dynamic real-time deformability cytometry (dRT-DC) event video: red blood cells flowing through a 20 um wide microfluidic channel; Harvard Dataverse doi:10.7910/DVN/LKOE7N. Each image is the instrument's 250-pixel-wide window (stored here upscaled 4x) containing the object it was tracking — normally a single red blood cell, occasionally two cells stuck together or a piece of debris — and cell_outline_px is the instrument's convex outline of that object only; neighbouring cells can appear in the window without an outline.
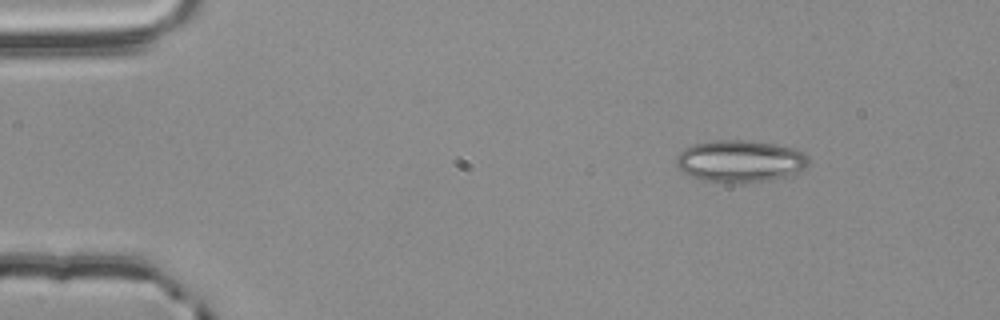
{"species": "common noctule bat (a hibernating species)", "species_latin": "Nyctalus noctula", "temperature_condition": "room temperature", "stored_images_in_passage": 2, "camera_frame_rate_fps": 3000, "um_per_image_px": 0.085, "animal": {"sex": "male", "body_mass_g": 20.4}, "frame": {"image": 1, "passage_image": 1, "time_ms": 0.0, "image_size_px": [1000, 320], "cell_outline_px": [[808, 164], [804, 168], [788, 176], [772, 180], [720, 184], [700, 180], [684, 172], [676, 164], [676, 156], [684, 148], [696, 144], [712, 140], [748, 140], [776, 144], [792, 148], [800, 152], [808, 160]], "centroid_in_image_um": [62.86, 13.71], "position_along_channel_um": 22.1, "area_um2": 32.43}}